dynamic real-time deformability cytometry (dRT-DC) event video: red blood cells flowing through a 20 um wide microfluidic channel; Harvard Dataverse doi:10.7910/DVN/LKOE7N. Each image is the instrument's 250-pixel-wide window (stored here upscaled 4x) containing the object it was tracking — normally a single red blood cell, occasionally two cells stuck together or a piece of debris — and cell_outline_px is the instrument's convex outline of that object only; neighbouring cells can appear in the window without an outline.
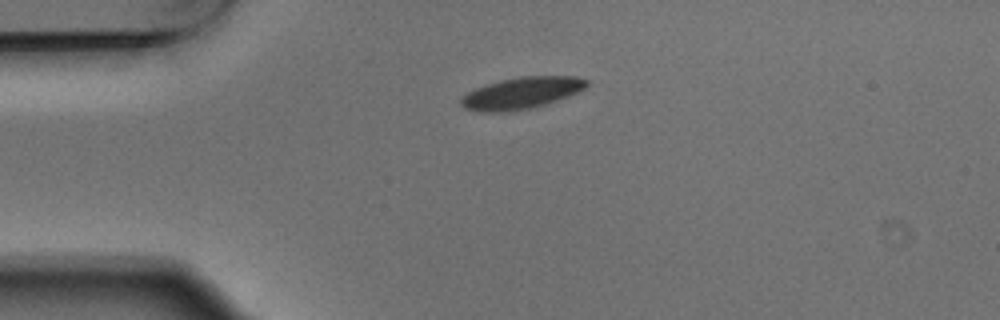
{"species": "Egyptian fruit bat (a non-hibernating species)", "species_latin": "Rousettus aegyptiacus", "temperature_condition": "warm", "stored_images_in_passage": 6, "camera_frame_rate_fps": 3000, "um_per_image_px": 0.085, "animal": {"sex": "male"}, "frame": {"image": 1, "passage_image": 1, "time_ms": 0.0, "image_size_px": [1000, 320], "cell_outline_px": [[588, 84], [584, 88], [568, 96], [556, 100], [528, 108], [500, 112], [480, 112], [464, 108], [460, 104], [460, 96], [476, 88], [500, 80], [520, 76], [576, 76], [588, 80]], "centroid_in_image_um": [44.28, 7.89], "position_along_channel_um": 40.7, "area_um2": 22.89}}
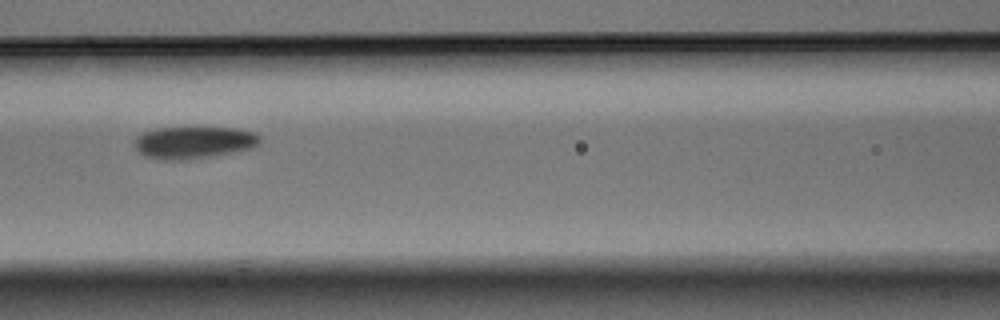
{"frame": {"image": 2, "passage_image": 4, "time_ms": 1.0, "image_size_px": [1000, 320], "cell_outline_px": [[260, 144], [252, 148], [232, 152], [184, 160], [164, 160], [144, 156], [136, 148], [136, 136], [144, 132], [156, 128], [236, 128], [256, 132], [260, 136]], "centroid_in_image_um": [16.49, 12.1], "position_along_channel_um": 150.1, "area_um2": 23.29}}
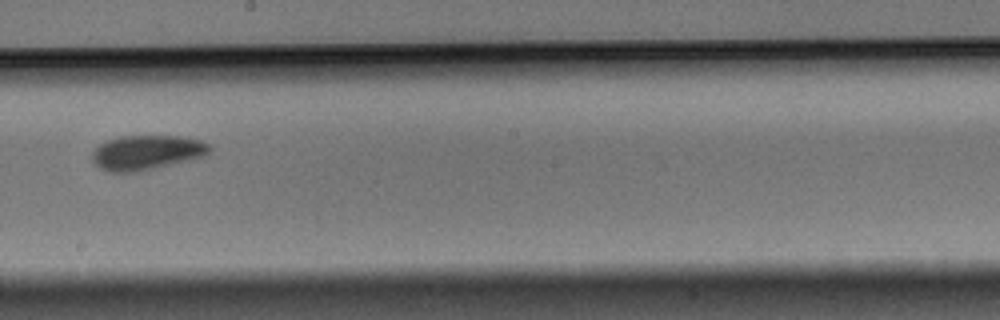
{"frame": {"image": 3, "passage_image": 6, "time_ms": 1.667, "image_size_px": [1000, 320], "cell_outline_px": [[212, 148], [204, 156], [188, 160], [136, 172], [108, 172], [100, 168], [92, 160], [92, 152], [100, 144], [108, 140], [120, 136], [180, 136], [200, 140], [212, 144]], "centroid_in_image_um": [12.47, 12.95], "position_along_channel_um": 235.7, "area_um2": 23.58}}